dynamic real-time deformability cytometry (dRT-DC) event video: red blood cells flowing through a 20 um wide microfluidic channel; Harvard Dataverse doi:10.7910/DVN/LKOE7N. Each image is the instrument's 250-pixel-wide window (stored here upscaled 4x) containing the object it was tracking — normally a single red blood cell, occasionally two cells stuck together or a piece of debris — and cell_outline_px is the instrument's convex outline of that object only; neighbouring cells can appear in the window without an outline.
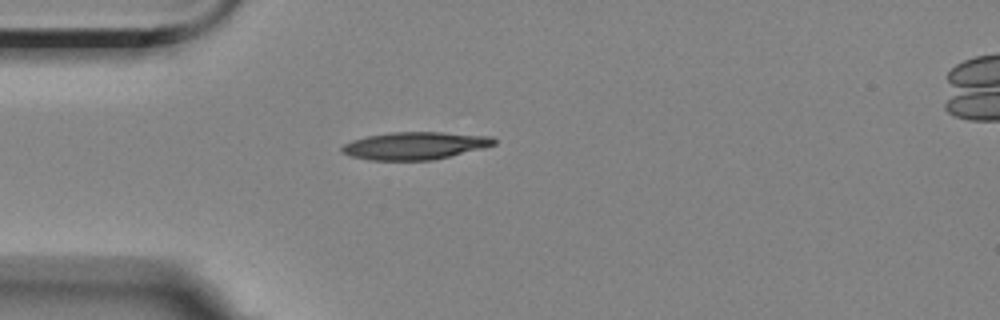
{"species": "Egyptian fruit bat (a non-hibernating species)", "species_latin": "Rousettus aegyptiacus", "temperature_condition": "room temperature", "stored_images_in_passage": 2, "camera_frame_rate_fps": 3000, "um_per_image_px": 0.085, "animal": {"sex": "female"}, "frame": {"image": 1, "passage_image": 1, "time_ms": 0.0, "image_size_px": [1000, 320], "cell_outline_px": [[496, 144], [484, 148], [432, 160], [368, 160], [352, 156], [340, 152], [340, 148], [344, 144], [352, 140], [368, 136], [392, 132], [440, 132], [492, 136], [496, 140]], "centroid_in_image_um": [35.27, 12.38], "position_along_channel_um": 49.7, "area_um2": 24.39}}